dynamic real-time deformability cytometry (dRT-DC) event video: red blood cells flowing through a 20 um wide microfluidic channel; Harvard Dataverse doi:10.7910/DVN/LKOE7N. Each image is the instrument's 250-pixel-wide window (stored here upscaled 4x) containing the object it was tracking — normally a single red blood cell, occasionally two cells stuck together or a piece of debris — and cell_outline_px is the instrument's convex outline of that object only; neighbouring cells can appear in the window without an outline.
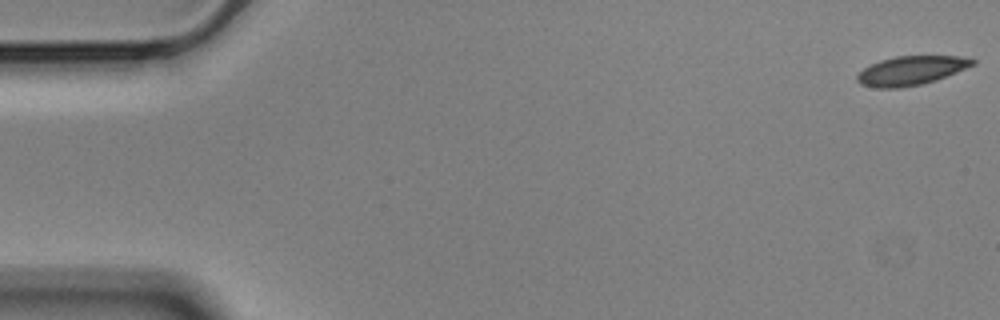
{"species": "Egyptian fruit bat (a non-hibernating species)", "species_latin": "Rousettus aegyptiacus", "temperature_condition": "cold", "stored_images_in_passage": 57, "camera_frame_rate_fps": 3000, "um_per_image_px": 0.085, "animal": {"sex": "male"}, "frame": {"image": 1, "passage_image": 1, "time_ms": 0.0, "image_size_px": [1000, 320], "cell_outline_px": [[976, 64], [936, 80], [920, 84], [900, 88], [876, 88], [860, 84], [856, 80], [856, 76], [864, 68], [880, 60], [896, 56], [960, 56], [976, 60]], "centroid_in_image_um": [77.43, 6.0], "position_along_channel_um": 7.6, "area_um2": 19.42}}
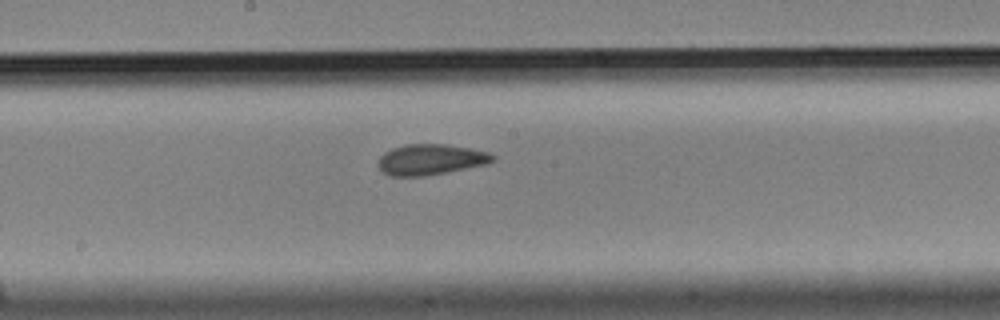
{"frame": {"image": 2, "passage_image": 30, "time_ms": 9.667, "image_size_px": [1000, 320], "cell_outline_px": [[496, 160], [488, 164], [424, 176], [388, 176], [380, 168], [380, 156], [384, 152], [392, 148], [404, 144], [444, 144], [468, 148], [488, 152], [496, 156]], "centroid_in_image_um": [36.63, 13.55], "position_along_channel_um": 211.6, "area_um2": 20.4}}
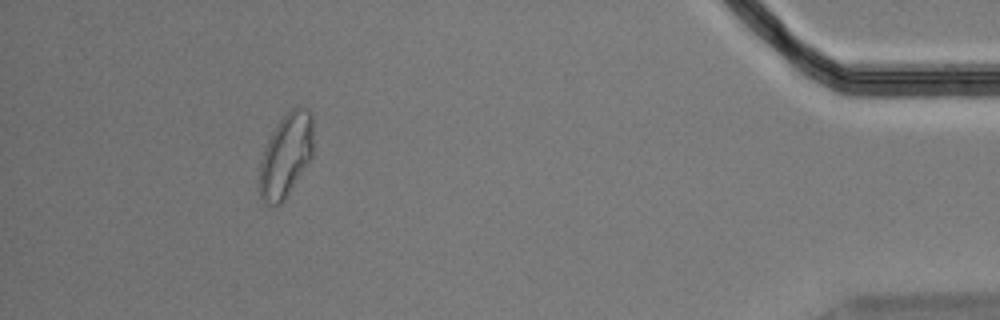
{"frame": {"image": 3, "passage_image": 52, "time_ms": 17.0, "image_size_px": [1000, 320], "cell_outline_px": [[312, 156], [284, 200], [280, 204], [264, 204], [260, 196], [260, 160], [264, 148], [272, 132], [280, 120], [296, 104], [312, 112]], "centroid_in_image_um": [24.3, 13.18], "position_along_channel_um": 410.9, "area_um2": 25.95}, "authors_computed_cell_mechanics": {"area_um2": 20.4034, "velocity_mm_per_s": 3.524, "shape_relaxation_time_tau1_ms": 5.1993, "shape_relaxation_time_tau2_ms": 1.9978, "deformation_change_tau1": 0.1439, "deformation_change_tau2": 0.0576}}